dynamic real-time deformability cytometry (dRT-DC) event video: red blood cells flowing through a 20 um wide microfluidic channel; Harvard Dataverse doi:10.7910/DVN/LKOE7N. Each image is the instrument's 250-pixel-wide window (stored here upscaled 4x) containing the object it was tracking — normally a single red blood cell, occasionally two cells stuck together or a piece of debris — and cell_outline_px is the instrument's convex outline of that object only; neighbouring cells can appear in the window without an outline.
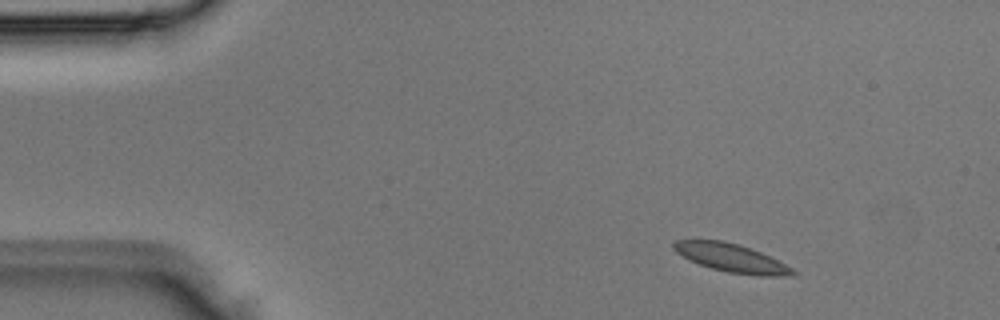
{"species": "Egyptian fruit bat (a non-hibernating species)", "species_latin": "Rousettus aegyptiacus", "temperature_condition": "room temperature", "stored_images_in_passage": 5, "camera_frame_rate_fps": 3000, "um_per_image_px": 0.085, "animal": {"sex": "male"}, "frame": {"image": 1, "passage_image": 2, "time_ms": 0.333, "image_size_px": [1000, 320], "cell_outline_px": [[796, 272], [792, 276], [756, 276], [728, 272], [712, 268], [688, 260], [676, 252], [672, 248], [672, 244], [676, 240], [724, 240], [740, 244], [752, 248], [792, 268]], "centroid_in_image_um": [62.14, 21.92], "position_along_channel_um": 22.9, "area_um2": 19.65}}
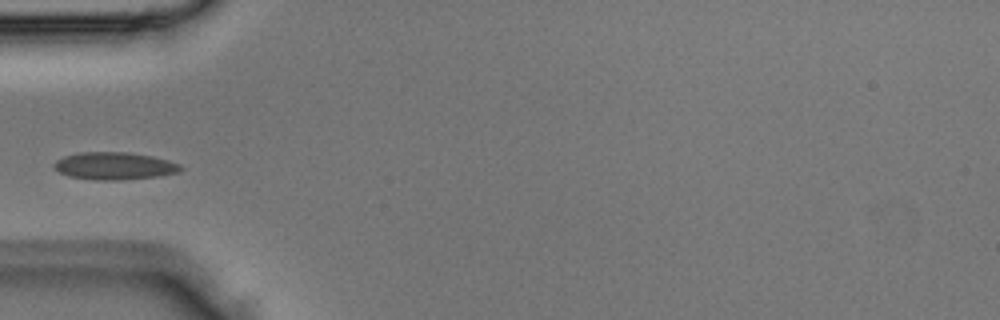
{"frame": {"image": 2, "passage_image": 4, "time_ms": 1.0, "image_size_px": [1000, 320], "cell_outline_px": [[184, 168], [180, 172], [160, 176], [120, 180], [96, 180], [68, 176], [60, 172], [52, 164], [56, 160], [64, 156], [80, 152], [128, 152], [152, 156], [168, 160], [180, 164]], "centroid_in_image_um": [9.75, 14.1], "position_along_channel_um": 75.2, "area_um2": 20.35}}